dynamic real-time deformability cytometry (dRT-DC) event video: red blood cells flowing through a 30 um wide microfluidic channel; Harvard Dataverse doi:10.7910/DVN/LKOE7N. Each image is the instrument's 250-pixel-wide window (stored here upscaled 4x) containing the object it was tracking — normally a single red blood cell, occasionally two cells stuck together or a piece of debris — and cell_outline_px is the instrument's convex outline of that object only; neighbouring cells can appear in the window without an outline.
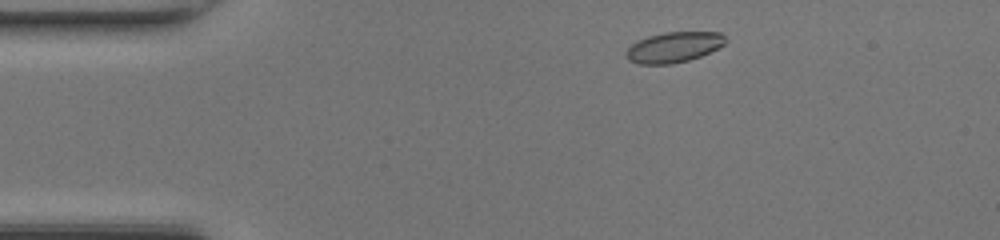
{"species": "common noctule bat (a hibernating species)", "species_latin": "Nyctalus noctula", "temperature_condition": "room temperature", "stored_images_in_passage": 42, "camera_frame_rate_fps": 3000, "um_per_image_px": 0.085, "animal": {"sex": "female", "body_mass_g": 17.0, "forearm_length_mm": 48.0}, "frame": {"image": 1, "passage_image": 3, "time_ms": 0.667, "image_size_px": [1000, 240], "cell_outline_px": [[728, 40], [724, 44], [700, 56], [688, 60], [672, 64], [640, 64], [628, 60], [624, 56], [624, 52], [632, 44], [648, 36], [664, 32], [720, 32]], "centroid_in_image_um": [57.24, 4.01], "position_along_channel_um": 27.8, "area_um2": 17.57}}
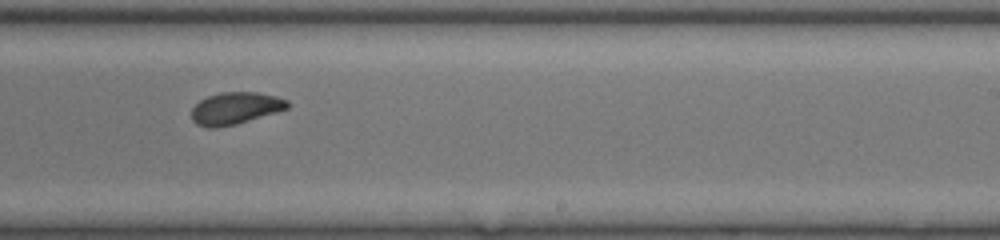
{"frame": {"image": 2, "passage_image": 24, "time_ms": 7.667, "image_size_px": [1000, 240], "cell_outline_px": [[288, 108], [276, 112], [236, 124], [216, 128], [208, 128], [196, 124], [192, 120], [192, 108], [200, 100], [208, 96], [220, 92], [256, 92], [276, 96], [288, 100]], "centroid_in_image_um": [19.98, 9.2], "position_along_channel_um": 269.0, "area_um2": 17.86}}
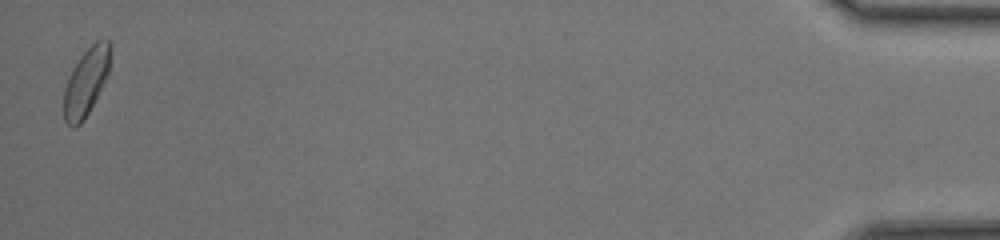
{"frame": {"image": 3, "passage_image": 42, "time_ms": 13.667, "image_size_px": [1000, 240], "cell_outline_px": [[112, 48], [108, 76], [84, 120], [80, 124], [72, 128], [64, 120], [64, 88], [72, 68], [80, 56], [96, 40], [108, 40]], "centroid_in_image_um": [7.33, 6.94], "position_along_channel_um": 427.9, "area_um2": 18.38}, "authors_computed_cell_mechanics": {"area_um2": 17.9758, "velocity_mm_per_s": 4.3178, "shape_relaxation_time_tau1_ms": 4.3001, "shape_relaxation_time_tau2_ms": 1.3659, "deformation_change_tau1": 0.118, "deformation_change_tau2": 0.044}}